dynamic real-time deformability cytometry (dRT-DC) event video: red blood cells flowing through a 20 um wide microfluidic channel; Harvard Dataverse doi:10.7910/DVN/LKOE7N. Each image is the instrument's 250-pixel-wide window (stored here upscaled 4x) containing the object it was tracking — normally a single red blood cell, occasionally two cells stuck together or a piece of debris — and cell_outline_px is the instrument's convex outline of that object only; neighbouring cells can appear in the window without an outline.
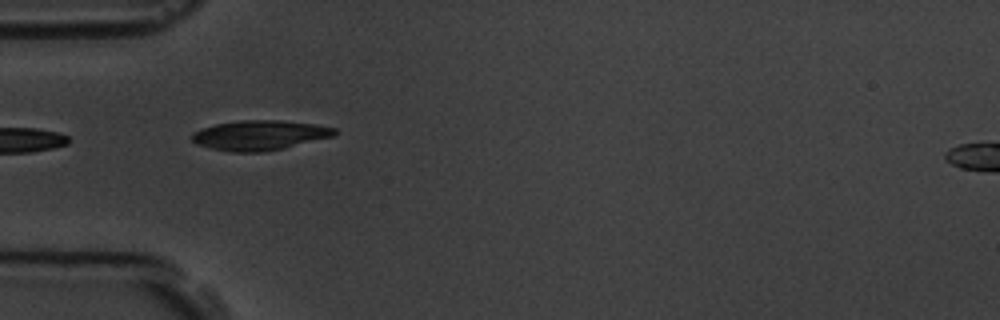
{"species": "common noctule bat (a hibernating species)", "species_latin": "Nyctalus noctula", "temperature_condition": "room temperature", "stored_images_in_passage": 7, "camera_frame_rate_fps": 3000, "um_per_image_px": 0.085, "animal": {"sex": "male", "body_mass_g": 19.5, "forearm_length_mm": 54.6}, "frame": {"image": 1, "passage_image": 6, "time_ms": 5.667, "image_size_px": [1000, 320], "cell_outline_px": [[336, 136], [284, 148], [264, 152], [232, 152], [212, 148], [196, 144], [192, 140], [192, 132], [200, 128], [216, 124], [240, 120], [280, 120], [316, 124], [336, 128]], "centroid_in_image_um": [22.09, 11.49], "position_along_channel_um": 62.9, "area_um2": 24.97}}
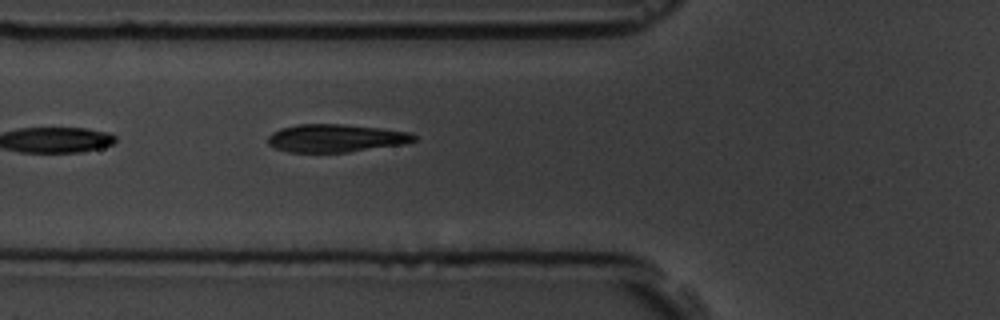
{"frame": {"image": 2, "passage_image": 7, "time_ms": 6.667, "image_size_px": [1000, 320], "cell_outline_px": [[416, 140], [404, 144], [348, 152], [288, 152], [276, 148], [268, 144], [268, 136], [272, 132], [280, 128], [300, 124], [340, 124], [380, 128], [412, 132], [416, 136]], "centroid_in_image_um": [28.54, 11.74], "position_along_channel_um": 97.3, "area_um2": 23.76}}